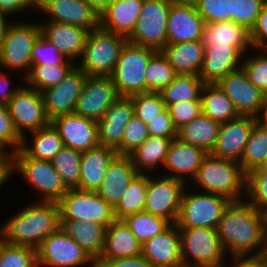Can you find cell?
Instances as JSON below:
<instances>
[{"label":"cell","instance_id":"36","mask_svg":"<svg viewBox=\"0 0 267 267\" xmlns=\"http://www.w3.org/2000/svg\"><path fill=\"white\" fill-rule=\"evenodd\" d=\"M28 134L32 135L31 140L29 142V136H24L21 149L31 158L52 161L64 147L61 137L51 124Z\"/></svg>","mask_w":267,"mask_h":267},{"label":"cell","instance_id":"51","mask_svg":"<svg viewBox=\"0 0 267 267\" xmlns=\"http://www.w3.org/2000/svg\"><path fill=\"white\" fill-rule=\"evenodd\" d=\"M149 137L148 128L135 115L125 126L121 146L116 150L118 155L128 156Z\"/></svg>","mask_w":267,"mask_h":267},{"label":"cell","instance_id":"45","mask_svg":"<svg viewBox=\"0 0 267 267\" xmlns=\"http://www.w3.org/2000/svg\"><path fill=\"white\" fill-rule=\"evenodd\" d=\"M0 267H37L36 249L4 242L0 248Z\"/></svg>","mask_w":267,"mask_h":267},{"label":"cell","instance_id":"70","mask_svg":"<svg viewBox=\"0 0 267 267\" xmlns=\"http://www.w3.org/2000/svg\"><path fill=\"white\" fill-rule=\"evenodd\" d=\"M3 243H4V241H3L2 237H1V234H0V248H1Z\"/></svg>","mask_w":267,"mask_h":267},{"label":"cell","instance_id":"26","mask_svg":"<svg viewBox=\"0 0 267 267\" xmlns=\"http://www.w3.org/2000/svg\"><path fill=\"white\" fill-rule=\"evenodd\" d=\"M41 35L50 41L68 59L78 61L85 47L89 30L66 23L43 21Z\"/></svg>","mask_w":267,"mask_h":267},{"label":"cell","instance_id":"39","mask_svg":"<svg viewBox=\"0 0 267 267\" xmlns=\"http://www.w3.org/2000/svg\"><path fill=\"white\" fill-rule=\"evenodd\" d=\"M148 174L139 173L129 184L118 205L114 208L115 219L123 220L145 209Z\"/></svg>","mask_w":267,"mask_h":267},{"label":"cell","instance_id":"48","mask_svg":"<svg viewBox=\"0 0 267 267\" xmlns=\"http://www.w3.org/2000/svg\"><path fill=\"white\" fill-rule=\"evenodd\" d=\"M134 104V113L147 124L158 117L167 107L159 92H147L130 96Z\"/></svg>","mask_w":267,"mask_h":267},{"label":"cell","instance_id":"60","mask_svg":"<svg viewBox=\"0 0 267 267\" xmlns=\"http://www.w3.org/2000/svg\"><path fill=\"white\" fill-rule=\"evenodd\" d=\"M12 153L0 150V189L12 179ZM7 181V182H6Z\"/></svg>","mask_w":267,"mask_h":267},{"label":"cell","instance_id":"58","mask_svg":"<svg viewBox=\"0 0 267 267\" xmlns=\"http://www.w3.org/2000/svg\"><path fill=\"white\" fill-rule=\"evenodd\" d=\"M30 9V10H29ZM28 10H36V5L31 0H0V12L10 17ZM23 11V12H22Z\"/></svg>","mask_w":267,"mask_h":267},{"label":"cell","instance_id":"12","mask_svg":"<svg viewBox=\"0 0 267 267\" xmlns=\"http://www.w3.org/2000/svg\"><path fill=\"white\" fill-rule=\"evenodd\" d=\"M37 267H95V262L59 227L36 249Z\"/></svg>","mask_w":267,"mask_h":267},{"label":"cell","instance_id":"59","mask_svg":"<svg viewBox=\"0 0 267 267\" xmlns=\"http://www.w3.org/2000/svg\"><path fill=\"white\" fill-rule=\"evenodd\" d=\"M15 74L14 72H7L0 69V103L7 105L13 95L20 89L19 84L15 87L10 88L12 82L10 76Z\"/></svg>","mask_w":267,"mask_h":267},{"label":"cell","instance_id":"69","mask_svg":"<svg viewBox=\"0 0 267 267\" xmlns=\"http://www.w3.org/2000/svg\"><path fill=\"white\" fill-rule=\"evenodd\" d=\"M35 5H37L41 0H31Z\"/></svg>","mask_w":267,"mask_h":267},{"label":"cell","instance_id":"21","mask_svg":"<svg viewBox=\"0 0 267 267\" xmlns=\"http://www.w3.org/2000/svg\"><path fill=\"white\" fill-rule=\"evenodd\" d=\"M205 21L194 3L172 1L167 21V44L202 39Z\"/></svg>","mask_w":267,"mask_h":267},{"label":"cell","instance_id":"30","mask_svg":"<svg viewBox=\"0 0 267 267\" xmlns=\"http://www.w3.org/2000/svg\"><path fill=\"white\" fill-rule=\"evenodd\" d=\"M142 254V244L124 220L115 219L106 228L104 250L99 260H113Z\"/></svg>","mask_w":267,"mask_h":267},{"label":"cell","instance_id":"54","mask_svg":"<svg viewBox=\"0 0 267 267\" xmlns=\"http://www.w3.org/2000/svg\"><path fill=\"white\" fill-rule=\"evenodd\" d=\"M177 131L202 114L201 101L177 102L167 106Z\"/></svg>","mask_w":267,"mask_h":267},{"label":"cell","instance_id":"61","mask_svg":"<svg viewBox=\"0 0 267 267\" xmlns=\"http://www.w3.org/2000/svg\"><path fill=\"white\" fill-rule=\"evenodd\" d=\"M230 259L233 262L226 264L225 267H267L261 256L230 257Z\"/></svg>","mask_w":267,"mask_h":267},{"label":"cell","instance_id":"23","mask_svg":"<svg viewBox=\"0 0 267 267\" xmlns=\"http://www.w3.org/2000/svg\"><path fill=\"white\" fill-rule=\"evenodd\" d=\"M207 155L203 149L175 138L169 145L164 165L161 168L165 169L162 175L181 180L187 184L189 180L194 179Z\"/></svg>","mask_w":267,"mask_h":267},{"label":"cell","instance_id":"38","mask_svg":"<svg viewBox=\"0 0 267 267\" xmlns=\"http://www.w3.org/2000/svg\"><path fill=\"white\" fill-rule=\"evenodd\" d=\"M204 82L196 75H176L159 93L166 107L177 102L201 101Z\"/></svg>","mask_w":267,"mask_h":267},{"label":"cell","instance_id":"44","mask_svg":"<svg viewBox=\"0 0 267 267\" xmlns=\"http://www.w3.org/2000/svg\"><path fill=\"white\" fill-rule=\"evenodd\" d=\"M267 157V128L255 123L249 140L239 162L242 170L247 174L258 166Z\"/></svg>","mask_w":267,"mask_h":267},{"label":"cell","instance_id":"8","mask_svg":"<svg viewBox=\"0 0 267 267\" xmlns=\"http://www.w3.org/2000/svg\"><path fill=\"white\" fill-rule=\"evenodd\" d=\"M157 50L127 41L110 75L121 97L146 93L145 69Z\"/></svg>","mask_w":267,"mask_h":267},{"label":"cell","instance_id":"31","mask_svg":"<svg viewBox=\"0 0 267 267\" xmlns=\"http://www.w3.org/2000/svg\"><path fill=\"white\" fill-rule=\"evenodd\" d=\"M60 227L94 262L100 259L105 243L104 226L92 221L60 220Z\"/></svg>","mask_w":267,"mask_h":267},{"label":"cell","instance_id":"57","mask_svg":"<svg viewBox=\"0 0 267 267\" xmlns=\"http://www.w3.org/2000/svg\"><path fill=\"white\" fill-rule=\"evenodd\" d=\"M95 267H151L142 254L113 260H97Z\"/></svg>","mask_w":267,"mask_h":267},{"label":"cell","instance_id":"29","mask_svg":"<svg viewBox=\"0 0 267 267\" xmlns=\"http://www.w3.org/2000/svg\"><path fill=\"white\" fill-rule=\"evenodd\" d=\"M117 151L99 145L96 148L82 152L80 160V179L78 189L97 191L109 164L117 156Z\"/></svg>","mask_w":267,"mask_h":267},{"label":"cell","instance_id":"13","mask_svg":"<svg viewBox=\"0 0 267 267\" xmlns=\"http://www.w3.org/2000/svg\"><path fill=\"white\" fill-rule=\"evenodd\" d=\"M158 174H148L144 211L165 218L171 224H174L179 215L184 189L189 184L161 175V171Z\"/></svg>","mask_w":267,"mask_h":267},{"label":"cell","instance_id":"6","mask_svg":"<svg viewBox=\"0 0 267 267\" xmlns=\"http://www.w3.org/2000/svg\"><path fill=\"white\" fill-rule=\"evenodd\" d=\"M183 267H225V250L216 229L179 228Z\"/></svg>","mask_w":267,"mask_h":267},{"label":"cell","instance_id":"56","mask_svg":"<svg viewBox=\"0 0 267 267\" xmlns=\"http://www.w3.org/2000/svg\"><path fill=\"white\" fill-rule=\"evenodd\" d=\"M250 40L253 50H267V0L250 31Z\"/></svg>","mask_w":267,"mask_h":267},{"label":"cell","instance_id":"66","mask_svg":"<svg viewBox=\"0 0 267 267\" xmlns=\"http://www.w3.org/2000/svg\"><path fill=\"white\" fill-rule=\"evenodd\" d=\"M262 259L265 261L267 265V246L264 248L262 254H261Z\"/></svg>","mask_w":267,"mask_h":267},{"label":"cell","instance_id":"53","mask_svg":"<svg viewBox=\"0 0 267 267\" xmlns=\"http://www.w3.org/2000/svg\"><path fill=\"white\" fill-rule=\"evenodd\" d=\"M194 4L205 23L230 21V0H198Z\"/></svg>","mask_w":267,"mask_h":267},{"label":"cell","instance_id":"40","mask_svg":"<svg viewBox=\"0 0 267 267\" xmlns=\"http://www.w3.org/2000/svg\"><path fill=\"white\" fill-rule=\"evenodd\" d=\"M81 156V151L64 146L51 161L67 189L79 186Z\"/></svg>","mask_w":267,"mask_h":267},{"label":"cell","instance_id":"67","mask_svg":"<svg viewBox=\"0 0 267 267\" xmlns=\"http://www.w3.org/2000/svg\"><path fill=\"white\" fill-rule=\"evenodd\" d=\"M181 3H196L198 0H173Z\"/></svg>","mask_w":267,"mask_h":267},{"label":"cell","instance_id":"27","mask_svg":"<svg viewBox=\"0 0 267 267\" xmlns=\"http://www.w3.org/2000/svg\"><path fill=\"white\" fill-rule=\"evenodd\" d=\"M138 174L129 156L117 155L109 164L103 182L96 192L115 208L130 182Z\"/></svg>","mask_w":267,"mask_h":267},{"label":"cell","instance_id":"47","mask_svg":"<svg viewBox=\"0 0 267 267\" xmlns=\"http://www.w3.org/2000/svg\"><path fill=\"white\" fill-rule=\"evenodd\" d=\"M254 52L245 55L241 67L249 81L267 96V50L256 49Z\"/></svg>","mask_w":267,"mask_h":267},{"label":"cell","instance_id":"34","mask_svg":"<svg viewBox=\"0 0 267 267\" xmlns=\"http://www.w3.org/2000/svg\"><path fill=\"white\" fill-rule=\"evenodd\" d=\"M171 138L149 136L138 148L128 156L131 158L136 171L142 174H155L163 167ZM146 170V171H145Z\"/></svg>","mask_w":267,"mask_h":267},{"label":"cell","instance_id":"16","mask_svg":"<svg viewBox=\"0 0 267 267\" xmlns=\"http://www.w3.org/2000/svg\"><path fill=\"white\" fill-rule=\"evenodd\" d=\"M36 11L47 17L45 21L66 23L89 31L100 28V14L87 0H41Z\"/></svg>","mask_w":267,"mask_h":267},{"label":"cell","instance_id":"63","mask_svg":"<svg viewBox=\"0 0 267 267\" xmlns=\"http://www.w3.org/2000/svg\"><path fill=\"white\" fill-rule=\"evenodd\" d=\"M113 1L114 0H87L98 14H101Z\"/></svg>","mask_w":267,"mask_h":267},{"label":"cell","instance_id":"11","mask_svg":"<svg viewBox=\"0 0 267 267\" xmlns=\"http://www.w3.org/2000/svg\"><path fill=\"white\" fill-rule=\"evenodd\" d=\"M173 0H144L139 18L127 41L161 51L167 44V21Z\"/></svg>","mask_w":267,"mask_h":267},{"label":"cell","instance_id":"28","mask_svg":"<svg viewBox=\"0 0 267 267\" xmlns=\"http://www.w3.org/2000/svg\"><path fill=\"white\" fill-rule=\"evenodd\" d=\"M144 0H114L100 14V28L128 38L135 29Z\"/></svg>","mask_w":267,"mask_h":267},{"label":"cell","instance_id":"18","mask_svg":"<svg viewBox=\"0 0 267 267\" xmlns=\"http://www.w3.org/2000/svg\"><path fill=\"white\" fill-rule=\"evenodd\" d=\"M87 75L77 66L58 85L41 92L45 114L51 121L53 118L73 113Z\"/></svg>","mask_w":267,"mask_h":267},{"label":"cell","instance_id":"24","mask_svg":"<svg viewBox=\"0 0 267 267\" xmlns=\"http://www.w3.org/2000/svg\"><path fill=\"white\" fill-rule=\"evenodd\" d=\"M142 255L151 267H183L178 226L171 224L143 243Z\"/></svg>","mask_w":267,"mask_h":267},{"label":"cell","instance_id":"62","mask_svg":"<svg viewBox=\"0 0 267 267\" xmlns=\"http://www.w3.org/2000/svg\"><path fill=\"white\" fill-rule=\"evenodd\" d=\"M255 121L258 125L267 128V96L260 106L258 114L255 116Z\"/></svg>","mask_w":267,"mask_h":267},{"label":"cell","instance_id":"42","mask_svg":"<svg viewBox=\"0 0 267 267\" xmlns=\"http://www.w3.org/2000/svg\"><path fill=\"white\" fill-rule=\"evenodd\" d=\"M76 65H31L30 73L24 78L25 84L39 92L58 85Z\"/></svg>","mask_w":267,"mask_h":267},{"label":"cell","instance_id":"2","mask_svg":"<svg viewBox=\"0 0 267 267\" xmlns=\"http://www.w3.org/2000/svg\"><path fill=\"white\" fill-rule=\"evenodd\" d=\"M32 202L1 224L0 234L4 242L37 249L49 234L60 227L56 201Z\"/></svg>","mask_w":267,"mask_h":267},{"label":"cell","instance_id":"46","mask_svg":"<svg viewBox=\"0 0 267 267\" xmlns=\"http://www.w3.org/2000/svg\"><path fill=\"white\" fill-rule=\"evenodd\" d=\"M31 65H76L41 34L32 47Z\"/></svg>","mask_w":267,"mask_h":267},{"label":"cell","instance_id":"33","mask_svg":"<svg viewBox=\"0 0 267 267\" xmlns=\"http://www.w3.org/2000/svg\"><path fill=\"white\" fill-rule=\"evenodd\" d=\"M201 40L205 47H252L250 31L233 21L205 23Z\"/></svg>","mask_w":267,"mask_h":267},{"label":"cell","instance_id":"49","mask_svg":"<svg viewBox=\"0 0 267 267\" xmlns=\"http://www.w3.org/2000/svg\"><path fill=\"white\" fill-rule=\"evenodd\" d=\"M266 0H230V21L251 31Z\"/></svg>","mask_w":267,"mask_h":267},{"label":"cell","instance_id":"41","mask_svg":"<svg viewBox=\"0 0 267 267\" xmlns=\"http://www.w3.org/2000/svg\"><path fill=\"white\" fill-rule=\"evenodd\" d=\"M123 220L141 244L162 233L171 225L165 218L152 215L146 211L129 215Z\"/></svg>","mask_w":267,"mask_h":267},{"label":"cell","instance_id":"50","mask_svg":"<svg viewBox=\"0 0 267 267\" xmlns=\"http://www.w3.org/2000/svg\"><path fill=\"white\" fill-rule=\"evenodd\" d=\"M245 200L259 212L267 211V173L248 172L246 174Z\"/></svg>","mask_w":267,"mask_h":267},{"label":"cell","instance_id":"20","mask_svg":"<svg viewBox=\"0 0 267 267\" xmlns=\"http://www.w3.org/2000/svg\"><path fill=\"white\" fill-rule=\"evenodd\" d=\"M255 123V117L250 116H239L221 123L215 146L210 155L239 163Z\"/></svg>","mask_w":267,"mask_h":267},{"label":"cell","instance_id":"25","mask_svg":"<svg viewBox=\"0 0 267 267\" xmlns=\"http://www.w3.org/2000/svg\"><path fill=\"white\" fill-rule=\"evenodd\" d=\"M134 115L132 99L119 97L97 122L99 144L117 150L121 146L125 126Z\"/></svg>","mask_w":267,"mask_h":267},{"label":"cell","instance_id":"14","mask_svg":"<svg viewBox=\"0 0 267 267\" xmlns=\"http://www.w3.org/2000/svg\"><path fill=\"white\" fill-rule=\"evenodd\" d=\"M7 108L14 127L22 138L27 136V133L50 124V120L45 114L41 92L28 87L25 83L13 95Z\"/></svg>","mask_w":267,"mask_h":267},{"label":"cell","instance_id":"35","mask_svg":"<svg viewBox=\"0 0 267 267\" xmlns=\"http://www.w3.org/2000/svg\"><path fill=\"white\" fill-rule=\"evenodd\" d=\"M220 126V122L201 114L180 128L177 138L210 154L215 146Z\"/></svg>","mask_w":267,"mask_h":267},{"label":"cell","instance_id":"64","mask_svg":"<svg viewBox=\"0 0 267 267\" xmlns=\"http://www.w3.org/2000/svg\"><path fill=\"white\" fill-rule=\"evenodd\" d=\"M7 18H8L7 15L0 12V50L2 48V44L4 41L6 29L8 25L11 23L10 22L11 19L7 20Z\"/></svg>","mask_w":267,"mask_h":267},{"label":"cell","instance_id":"68","mask_svg":"<svg viewBox=\"0 0 267 267\" xmlns=\"http://www.w3.org/2000/svg\"><path fill=\"white\" fill-rule=\"evenodd\" d=\"M265 215V225H266V235H267V211L264 213Z\"/></svg>","mask_w":267,"mask_h":267},{"label":"cell","instance_id":"17","mask_svg":"<svg viewBox=\"0 0 267 267\" xmlns=\"http://www.w3.org/2000/svg\"><path fill=\"white\" fill-rule=\"evenodd\" d=\"M216 85L232 101L239 116L255 117L266 97L261 89L249 81L242 67L221 78Z\"/></svg>","mask_w":267,"mask_h":267},{"label":"cell","instance_id":"4","mask_svg":"<svg viewBox=\"0 0 267 267\" xmlns=\"http://www.w3.org/2000/svg\"><path fill=\"white\" fill-rule=\"evenodd\" d=\"M41 34L39 22L13 21L8 25L0 50V67L19 73L23 82L31 70L32 47ZM21 73V74H20Z\"/></svg>","mask_w":267,"mask_h":267},{"label":"cell","instance_id":"10","mask_svg":"<svg viewBox=\"0 0 267 267\" xmlns=\"http://www.w3.org/2000/svg\"><path fill=\"white\" fill-rule=\"evenodd\" d=\"M57 203L60 220L92 221L105 228L115 220L114 208L96 191L71 188Z\"/></svg>","mask_w":267,"mask_h":267},{"label":"cell","instance_id":"22","mask_svg":"<svg viewBox=\"0 0 267 267\" xmlns=\"http://www.w3.org/2000/svg\"><path fill=\"white\" fill-rule=\"evenodd\" d=\"M252 47L217 46L205 47V55L199 78L205 84H216L230 72L241 68L243 58Z\"/></svg>","mask_w":267,"mask_h":267},{"label":"cell","instance_id":"19","mask_svg":"<svg viewBox=\"0 0 267 267\" xmlns=\"http://www.w3.org/2000/svg\"><path fill=\"white\" fill-rule=\"evenodd\" d=\"M50 124L66 147L83 152L100 145L98 125L94 120L71 113L53 118Z\"/></svg>","mask_w":267,"mask_h":267},{"label":"cell","instance_id":"1","mask_svg":"<svg viewBox=\"0 0 267 267\" xmlns=\"http://www.w3.org/2000/svg\"><path fill=\"white\" fill-rule=\"evenodd\" d=\"M216 232L229 258L261 256L267 246L265 215L246 200L228 204Z\"/></svg>","mask_w":267,"mask_h":267},{"label":"cell","instance_id":"55","mask_svg":"<svg viewBox=\"0 0 267 267\" xmlns=\"http://www.w3.org/2000/svg\"><path fill=\"white\" fill-rule=\"evenodd\" d=\"M149 136H159L164 138H177L178 131L173 124V120L166 108L162 113L146 124Z\"/></svg>","mask_w":267,"mask_h":267},{"label":"cell","instance_id":"52","mask_svg":"<svg viewBox=\"0 0 267 267\" xmlns=\"http://www.w3.org/2000/svg\"><path fill=\"white\" fill-rule=\"evenodd\" d=\"M22 140L14 127L7 105L0 103V149L14 153L21 148Z\"/></svg>","mask_w":267,"mask_h":267},{"label":"cell","instance_id":"43","mask_svg":"<svg viewBox=\"0 0 267 267\" xmlns=\"http://www.w3.org/2000/svg\"><path fill=\"white\" fill-rule=\"evenodd\" d=\"M176 75L166 56L157 51L145 69L146 93L160 92L174 80Z\"/></svg>","mask_w":267,"mask_h":267},{"label":"cell","instance_id":"65","mask_svg":"<svg viewBox=\"0 0 267 267\" xmlns=\"http://www.w3.org/2000/svg\"><path fill=\"white\" fill-rule=\"evenodd\" d=\"M249 172H266L267 173V157L266 159L258 166V168L252 169Z\"/></svg>","mask_w":267,"mask_h":267},{"label":"cell","instance_id":"15","mask_svg":"<svg viewBox=\"0 0 267 267\" xmlns=\"http://www.w3.org/2000/svg\"><path fill=\"white\" fill-rule=\"evenodd\" d=\"M119 97L111 76H87L73 113L98 122Z\"/></svg>","mask_w":267,"mask_h":267},{"label":"cell","instance_id":"9","mask_svg":"<svg viewBox=\"0 0 267 267\" xmlns=\"http://www.w3.org/2000/svg\"><path fill=\"white\" fill-rule=\"evenodd\" d=\"M188 189L190 190V187L184 189L175 224L178 228L216 229L224 209L231 201L221 195L199 192L197 189L193 192Z\"/></svg>","mask_w":267,"mask_h":267},{"label":"cell","instance_id":"3","mask_svg":"<svg viewBox=\"0 0 267 267\" xmlns=\"http://www.w3.org/2000/svg\"><path fill=\"white\" fill-rule=\"evenodd\" d=\"M190 182L198 186V191L221 195L231 202L246 198V173L236 161L208 154Z\"/></svg>","mask_w":267,"mask_h":267},{"label":"cell","instance_id":"37","mask_svg":"<svg viewBox=\"0 0 267 267\" xmlns=\"http://www.w3.org/2000/svg\"><path fill=\"white\" fill-rule=\"evenodd\" d=\"M202 114L220 123L239 117L232 101L216 84H204L201 91Z\"/></svg>","mask_w":267,"mask_h":267},{"label":"cell","instance_id":"7","mask_svg":"<svg viewBox=\"0 0 267 267\" xmlns=\"http://www.w3.org/2000/svg\"><path fill=\"white\" fill-rule=\"evenodd\" d=\"M12 171L23 177L43 201L58 202L67 192L51 161L29 157L21 148L12 153ZM16 171V172H15Z\"/></svg>","mask_w":267,"mask_h":267},{"label":"cell","instance_id":"5","mask_svg":"<svg viewBox=\"0 0 267 267\" xmlns=\"http://www.w3.org/2000/svg\"><path fill=\"white\" fill-rule=\"evenodd\" d=\"M126 42V37L101 28L89 31L76 66L87 76H110Z\"/></svg>","mask_w":267,"mask_h":267},{"label":"cell","instance_id":"32","mask_svg":"<svg viewBox=\"0 0 267 267\" xmlns=\"http://www.w3.org/2000/svg\"><path fill=\"white\" fill-rule=\"evenodd\" d=\"M178 75L198 76L205 55L202 40L166 44L161 50Z\"/></svg>","mask_w":267,"mask_h":267}]
</instances>
